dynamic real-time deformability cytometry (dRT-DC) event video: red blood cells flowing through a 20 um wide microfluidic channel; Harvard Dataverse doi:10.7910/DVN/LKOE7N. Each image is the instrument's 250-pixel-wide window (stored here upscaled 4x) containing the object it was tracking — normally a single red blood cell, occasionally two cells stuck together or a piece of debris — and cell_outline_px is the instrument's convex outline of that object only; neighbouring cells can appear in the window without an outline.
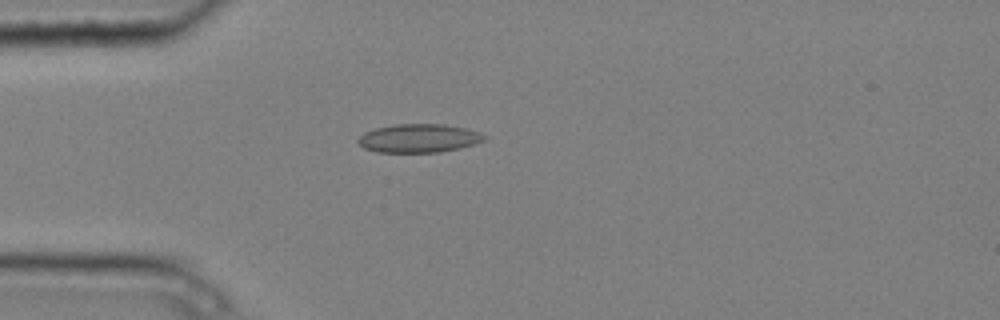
{"species": "common noctule bat (a hibernating species)", "species_latin": "Nyctalus noctula", "temperature_condition": "cold", "stored_images_in_passage": 3, "camera_frame_rate_fps": 3000, "um_per_image_px": 0.085, "animal": {"sex": "male", "body_mass_g": 20.4}, "frame": {"image": 1, "passage_image": 3, "time_ms": 0.667, "image_size_px": [1000, 320], "cell_outline_px": [[488, 136], [484, 140], [460, 148], [440, 152], [376, 152], [364, 148], [356, 140], [364, 132], [376, 128], [396, 124], [444, 124], [468, 128], [480, 132]], "centroid_in_image_um": [35.61, 11.74], "position_along_channel_um": 49.4, "area_um2": 21.04}}